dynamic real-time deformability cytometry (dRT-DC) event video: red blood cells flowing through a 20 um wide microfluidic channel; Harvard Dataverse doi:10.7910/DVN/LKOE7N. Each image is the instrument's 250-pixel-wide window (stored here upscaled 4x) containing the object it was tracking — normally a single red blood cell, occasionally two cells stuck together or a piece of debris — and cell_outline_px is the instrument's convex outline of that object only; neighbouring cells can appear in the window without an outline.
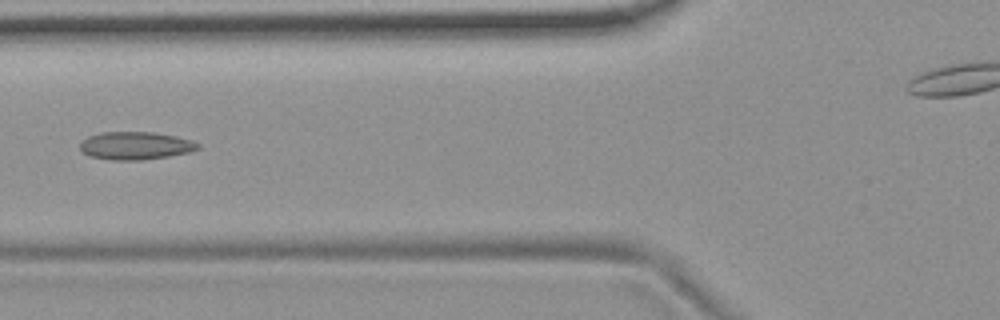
{"species": "common noctule bat (a hibernating species)", "species_latin": "Nyctalus noctula", "temperature_condition": "room temperature", "stored_images_in_passage": 7, "segment_of_instrument_passage": [1, 2], "camera_frame_rate_fps": 3000, "um_per_image_px": 0.085, "animal": {"sex": "female", "body_mass_g": 19.9}, "frame": {"image": 1, "passage_image": 6, "time_ms": 1.667, "image_size_px": [1000, 320], "cell_outline_px": [[200, 148], [188, 152], [168, 156], [144, 160], [112, 160], [88, 156], [80, 152], [80, 140], [88, 136], [100, 132], [152, 132], [176, 136], [192, 140], [200, 144]], "centroid_in_image_um": [11.47, 12.38], "position_along_channel_um": 114.3, "area_um2": 19.36}}